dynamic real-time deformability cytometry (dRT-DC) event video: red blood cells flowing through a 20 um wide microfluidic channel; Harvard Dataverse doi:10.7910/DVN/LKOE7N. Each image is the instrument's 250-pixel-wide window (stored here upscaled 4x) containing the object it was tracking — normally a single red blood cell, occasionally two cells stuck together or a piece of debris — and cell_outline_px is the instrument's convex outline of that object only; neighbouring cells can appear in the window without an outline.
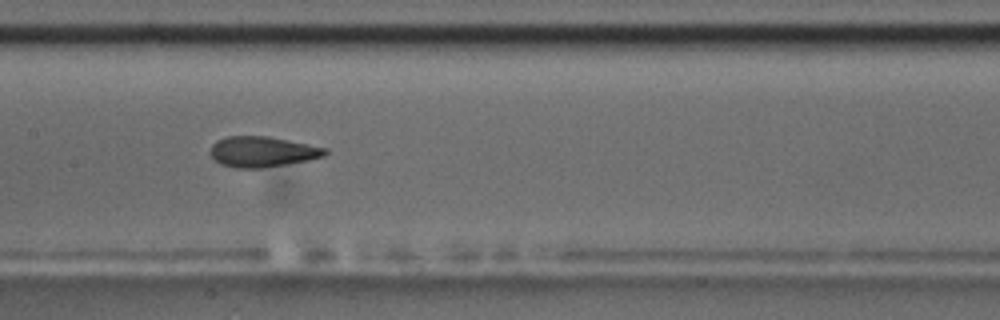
{"species": "common noctule bat (a hibernating species)", "species_latin": "Nyctalus noctula", "temperature_condition": "room temperature", "stored_images_in_passage": 42, "camera_frame_rate_fps": 3000, "um_per_image_px": 0.085, "animal": {"sex": "male", "body_mass_g": 17.5, "forearm_length_mm": 52.3}, "frame": {"image": 1, "passage_image": 19, "time_ms": 6.0, "image_size_px": [1000, 320], "cell_outline_px": [[328, 152], [324, 156], [308, 160], [288, 164], [260, 168], [236, 168], [220, 164], [208, 152], [212, 144], [216, 140], [228, 136], [268, 136], [328, 148]], "centroid_in_image_um": [22.29, 12.89], "position_along_channel_um": 185.1, "area_um2": 20.52}}